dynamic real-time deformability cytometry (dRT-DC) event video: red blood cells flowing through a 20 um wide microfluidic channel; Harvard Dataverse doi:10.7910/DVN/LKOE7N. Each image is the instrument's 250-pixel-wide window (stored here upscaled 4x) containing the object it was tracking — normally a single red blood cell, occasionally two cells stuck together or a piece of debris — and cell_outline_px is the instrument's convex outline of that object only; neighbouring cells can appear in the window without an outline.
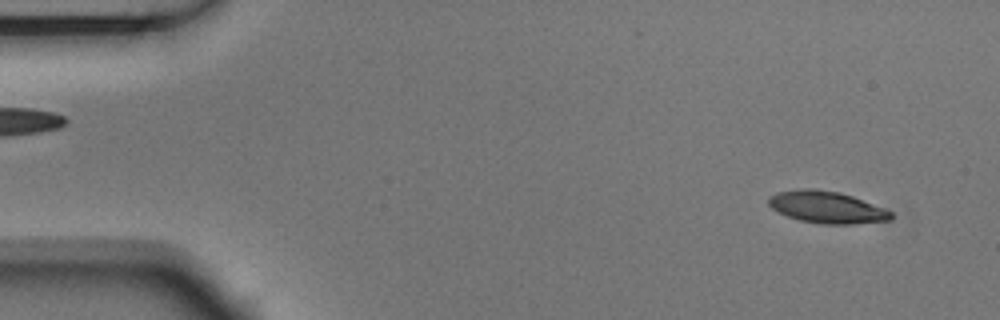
{"species": "Egyptian fruit bat (a non-hibernating species)", "species_latin": "Rousettus aegyptiacus", "temperature_condition": "room temperature", "stored_images_in_passage": 9, "camera_frame_rate_fps": 3000, "um_per_image_px": 0.085, "animal": {"sex": "male"}, "frame": {"image": 1, "passage_image": 1, "time_ms": 0.0, "image_size_px": [1000, 320], "cell_outline_px": [[892, 220], [852, 224], [820, 224], [800, 220], [788, 216], [772, 208], [768, 204], [768, 196], [776, 192], [800, 188], [816, 188], [840, 192], [852, 196], [892, 212]], "centroid_in_image_um": [70.24, 17.6], "position_along_channel_um": 14.8, "area_um2": 22.77}}
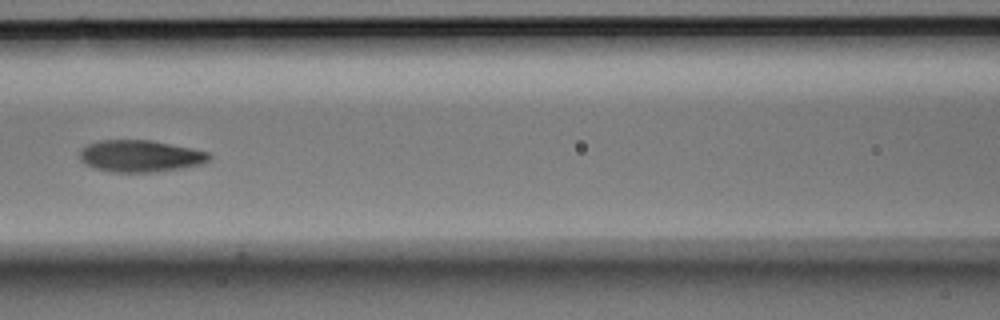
{"frame": {"image": 2, "passage_image": 6, "time_ms": 1.667, "image_size_px": [1000, 320], "cell_outline_px": [[212, 156], [204, 164], [184, 168], [152, 172], [116, 172], [92, 168], [84, 164], [80, 160], [80, 148], [88, 144], [100, 140], [148, 140], [208, 152]], "centroid_in_image_um": [11.89, 13.28], "position_along_channel_um": 154.7, "area_um2": 23.99}}
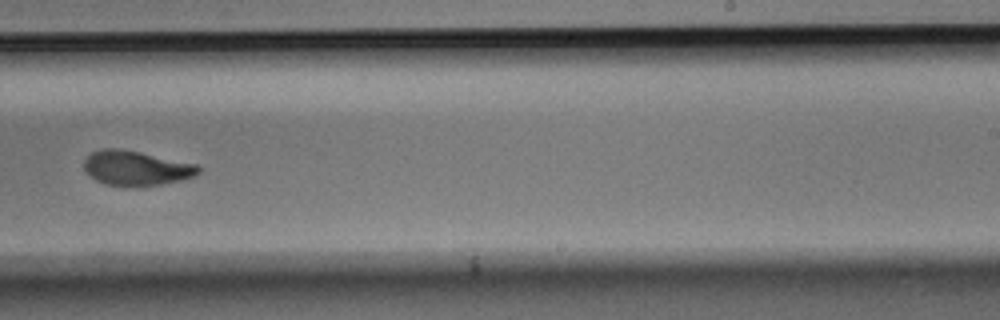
{"frame": {"image": 3, "passage_image": 9, "time_ms": 2.667, "image_size_px": [1000, 320], "cell_outline_px": [[200, 172], [196, 176], [180, 180], [160, 184], [136, 188], [104, 184], [96, 180], [84, 168], [84, 160], [92, 152], [104, 148], [116, 148], [140, 152], [196, 164], [200, 168]], "centroid_in_image_um": [11.58, 14.31], "position_along_channel_um": 277.4, "area_um2": 23.18}}